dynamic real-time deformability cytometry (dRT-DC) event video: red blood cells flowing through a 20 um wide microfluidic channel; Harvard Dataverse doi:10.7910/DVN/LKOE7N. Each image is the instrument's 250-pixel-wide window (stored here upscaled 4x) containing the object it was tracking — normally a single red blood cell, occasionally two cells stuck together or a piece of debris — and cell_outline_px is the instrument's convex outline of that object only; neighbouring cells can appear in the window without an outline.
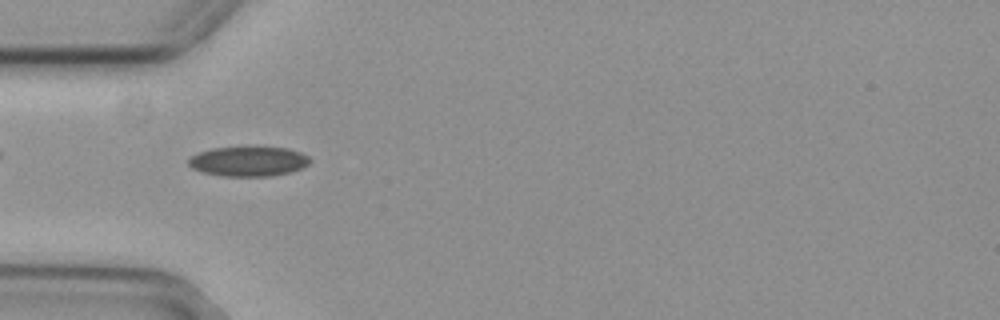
{"species": "common noctule bat (a hibernating species)", "species_latin": "Nyctalus noctula", "temperature_condition": "cold", "stored_images_in_passage": 39, "camera_frame_rate_fps": 3000, "um_per_image_px": 0.085, "animal": {"sex": "female", "body_mass_g": 29.2, "forearm_length_mm": 56.3}, "frame": {"image": 1, "passage_image": 2, "time_ms": 0.333, "image_size_px": [1000, 320], "cell_outline_px": [[312, 160], [308, 164], [300, 168], [288, 172], [272, 176], [224, 176], [200, 172], [192, 168], [188, 164], [188, 156], [212, 148], [248, 144], [288, 148], [300, 152], [308, 156]], "centroid_in_image_um": [21.08, 13.66], "position_along_channel_um": 63.9, "area_um2": 21.96}}
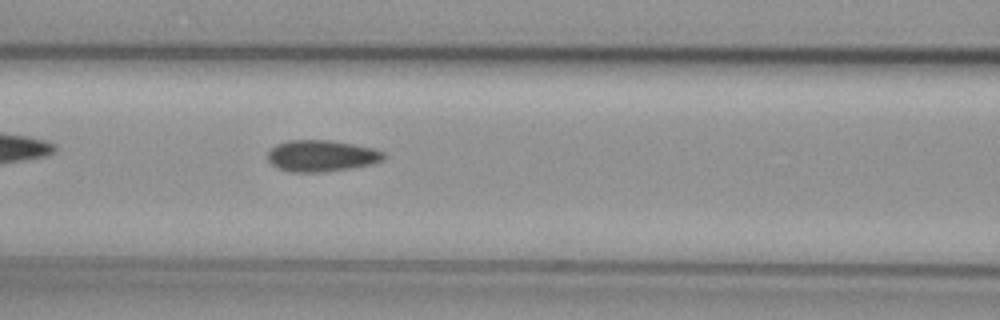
{"frame": {"image": 2, "passage_image": 8, "time_ms": 2.333, "image_size_px": [1000, 320], "cell_outline_px": [[384, 160], [372, 164], [352, 168], [324, 172], [288, 172], [272, 164], [268, 160], [268, 152], [276, 144], [288, 140], [328, 140], [376, 148], [384, 152]], "centroid_in_image_um": [27.35, 13.25], "position_along_channel_um": 139.3, "area_um2": 21.33}}
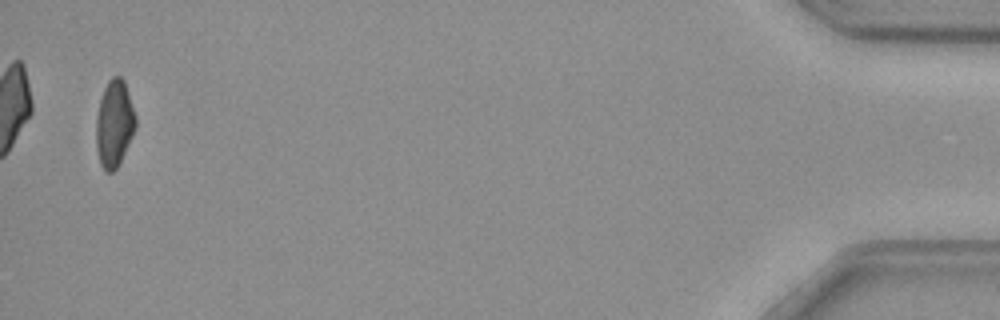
{"frame": {"image": 3, "passage_image": 38, "time_ms": 12.333, "image_size_px": [1000, 320], "cell_outline_px": [[136, 128], [120, 164], [112, 172], [104, 172], [100, 164], [96, 148], [96, 116], [100, 100], [104, 88], [108, 80], [112, 76], [120, 76], [124, 80], [136, 116]], "centroid_in_image_um": [9.71, 10.53], "position_along_channel_um": 425.5, "area_um2": 20.23}, "authors_computed_cell_mechanics": {"area_um2": 20.9236, "velocity_mm_per_s": 3.8026, "shape_relaxation_time_tau1_ms": 7.0055, "shape_relaxation_time_tau2_ms": 2.8233, "deformation_change_tau1": 0.131, "deformation_change_tau2": 0.0791}}